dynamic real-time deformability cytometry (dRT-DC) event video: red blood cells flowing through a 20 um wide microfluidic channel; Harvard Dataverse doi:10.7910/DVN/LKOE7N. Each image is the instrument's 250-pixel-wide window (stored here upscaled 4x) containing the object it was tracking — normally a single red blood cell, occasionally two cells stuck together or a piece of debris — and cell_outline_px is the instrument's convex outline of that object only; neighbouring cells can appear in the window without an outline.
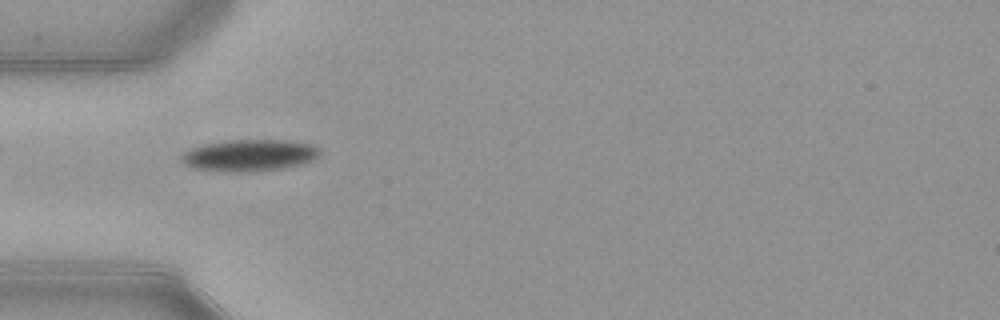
{"species": "common noctule bat (a hibernating species)", "species_latin": "Nyctalus noctula", "temperature_condition": "warm", "stored_images_in_passage": 48, "camera_frame_rate_fps": 3000, "um_per_image_px": 0.085, "animal": {"sex": "female", "body_mass_g": 21.9}, "frame": {"image": 1, "passage_image": 12, "time_ms": 3.667, "image_size_px": [1000, 320], "cell_outline_px": [[320, 152], [312, 160], [300, 164], [284, 168], [248, 172], [228, 172], [192, 168], [184, 164], [180, 160], [180, 156], [184, 152], [192, 148], [204, 144], [232, 140], [288, 140], [312, 144], [320, 148]], "centroid_in_image_um": [21.18, 13.21], "position_along_channel_um": 63.8, "area_um2": 25.61}}
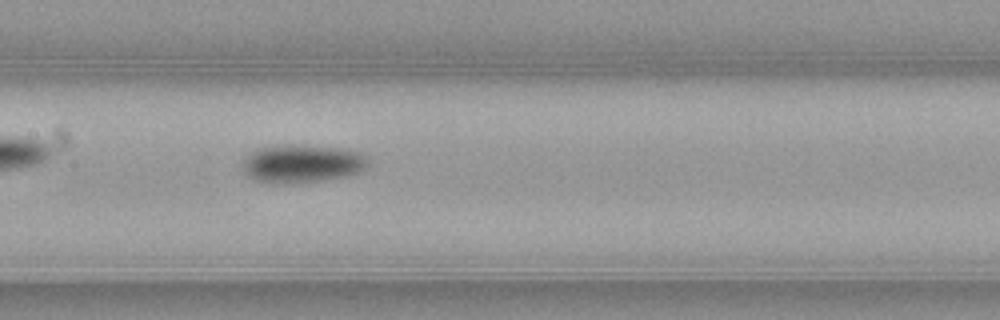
{"frame": {"image": 2, "passage_image": 21, "time_ms": 6.667, "image_size_px": [1000, 320], "cell_outline_px": [[368, 168], [360, 172], [348, 176], [324, 180], [288, 184], [272, 184], [256, 180], [248, 176], [240, 168], [240, 164], [256, 148], [284, 144], [292, 144], [340, 148], [360, 152], [368, 156]], "centroid_in_image_um": [25.68, 13.91], "position_along_channel_um": 181.7, "area_um2": 28.55}}
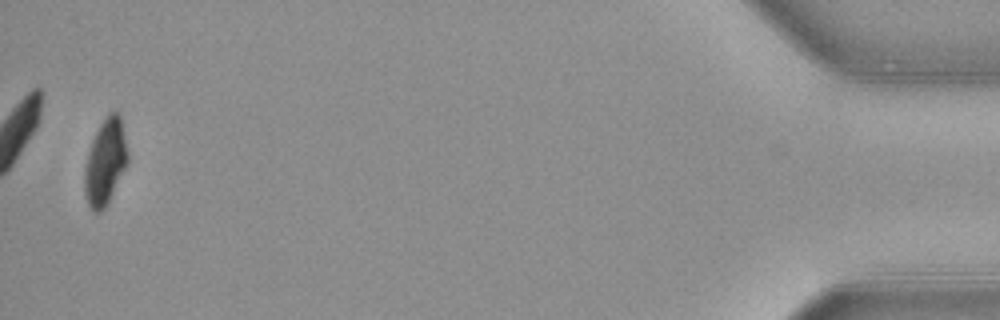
{"frame": {"image": 3, "passage_image": 47, "time_ms": 15.333, "image_size_px": [1000, 320], "cell_outline_px": [[128, 160], [108, 204], [100, 212], [92, 212], [88, 204], [84, 192], [84, 172], [88, 152], [92, 140], [100, 124], [108, 112], [116, 112], [120, 116], [128, 152]], "centroid_in_image_um": [8.93, 13.79], "position_along_channel_um": 426.3, "area_um2": 21.44}, "authors_computed_cell_mechanics": {"area_um2": 24.7673, "velocity_mm_per_s": 3.9122, "shape_relaxation_time_tau1_ms": 2.934, "shape_relaxation_time_tau2_ms": null, "deformation_change_tau1": 0.1192, "deformation_change_tau2": null}}